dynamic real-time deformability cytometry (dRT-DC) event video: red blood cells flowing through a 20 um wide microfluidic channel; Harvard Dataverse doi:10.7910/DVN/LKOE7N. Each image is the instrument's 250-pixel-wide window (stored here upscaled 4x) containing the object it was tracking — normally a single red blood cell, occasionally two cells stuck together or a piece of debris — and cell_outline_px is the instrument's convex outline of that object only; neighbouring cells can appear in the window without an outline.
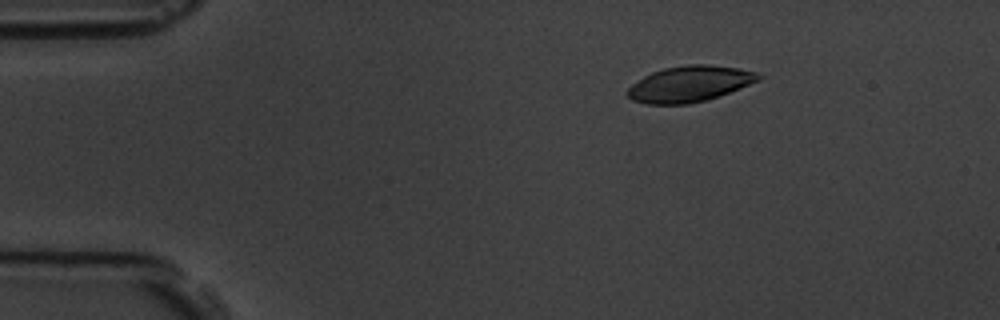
{"species": "common noctule bat (a hibernating species)", "species_latin": "Nyctalus noctula", "temperature_condition": "room temperature", "stored_images_in_passage": 5, "camera_frame_rate_fps": 3000, "um_per_image_px": 0.085, "animal": {"sex": "male", "body_mass_g": 19.5, "forearm_length_mm": 54.6}, "frame": {"image": 1, "passage_image": 3, "time_ms": 2.333, "image_size_px": [1000, 320], "cell_outline_px": [[764, 76], [760, 80], [720, 96], [688, 104], [648, 104], [632, 100], [624, 92], [632, 84], [644, 76], [652, 72], [664, 68], [688, 64], [708, 64], [740, 68], [756, 72]], "centroid_in_image_um": [58.62, 7.12], "position_along_channel_um": 26.4, "area_um2": 27.51}}
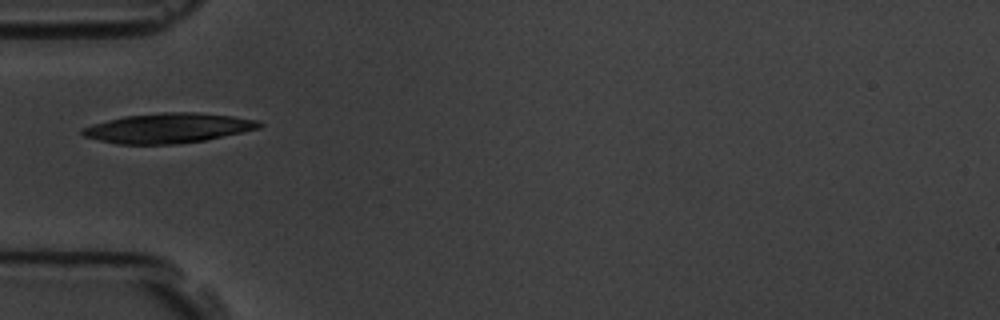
{"frame": {"image": 2, "passage_image": 5, "time_ms": 5.333, "image_size_px": [1000, 320], "cell_outline_px": [[264, 124], [260, 128], [204, 140], [176, 144], [116, 144], [84, 136], [80, 132], [80, 128], [92, 124], [124, 116], [164, 112], [196, 112], [232, 116], [260, 120]], "centroid_in_image_um": [14.29, 10.88], "position_along_channel_um": 70.7, "area_um2": 30.69}}